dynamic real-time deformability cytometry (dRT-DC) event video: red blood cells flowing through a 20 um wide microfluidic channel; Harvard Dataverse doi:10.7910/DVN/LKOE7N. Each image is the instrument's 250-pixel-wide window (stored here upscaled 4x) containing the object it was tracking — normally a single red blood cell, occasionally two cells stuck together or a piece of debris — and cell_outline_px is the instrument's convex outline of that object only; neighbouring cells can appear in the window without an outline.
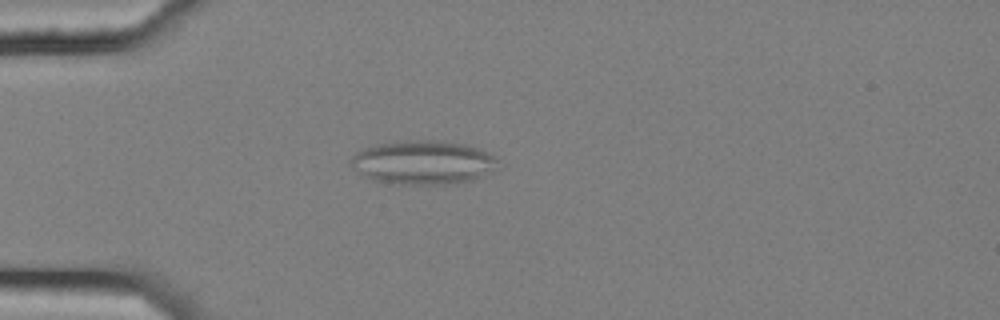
{"species": "common noctule bat (a hibernating species)", "species_latin": "Nyctalus noctula", "temperature_condition": "cold", "stored_images_in_passage": 5, "camera_frame_rate_fps": 3000, "um_per_image_px": 0.085, "animal": {"sex": "female", "body_mass_g": 25.1}, "frame": {"image": 1, "passage_image": 5, "time_ms": 1.333, "image_size_px": [1000, 320], "cell_outline_px": [[496, 168], [472, 180], [444, 184], [400, 184], [376, 180], [364, 176], [352, 168], [352, 156], [356, 152], [364, 148], [376, 144], [396, 140], [444, 140], [468, 144], [480, 148], [496, 156]], "centroid_in_image_um": [35.96, 13.77], "position_along_channel_um": 49.0, "area_um2": 37.69}}